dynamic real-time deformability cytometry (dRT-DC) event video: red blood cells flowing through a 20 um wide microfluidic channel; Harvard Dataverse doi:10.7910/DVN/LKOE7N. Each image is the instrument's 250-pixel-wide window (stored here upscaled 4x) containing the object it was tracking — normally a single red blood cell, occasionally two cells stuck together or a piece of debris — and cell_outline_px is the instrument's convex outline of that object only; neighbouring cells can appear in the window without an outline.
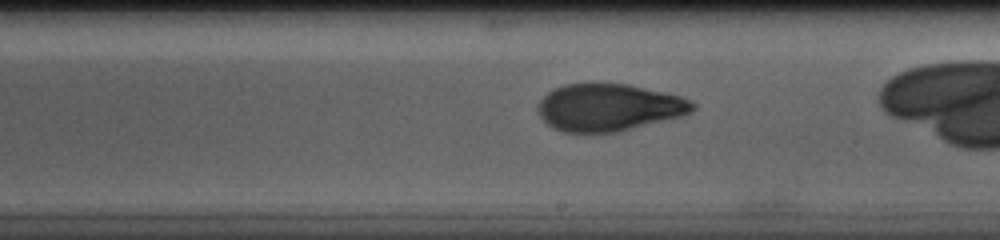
{"species": "human", "species_latin": "Homo sapiens", "temperature_condition": "cold", "stored_images_in_passage": 42, "camera_frame_rate_fps": 3000, "um_per_image_px": 0.085, "donor": {"sex": "male"}, "frame": {"image": 1, "passage_image": 30, "time_ms": 9.667, "image_size_px": [1000, 240], "cell_outline_px": [[696, 108], [692, 112], [680, 116], [616, 132], [564, 132], [552, 128], [540, 116], [540, 100], [548, 92], [556, 88], [568, 84], [628, 84], [664, 92], [680, 96], [696, 104]], "centroid_in_image_um": [51.77, 9.13], "position_along_channel_um": 237.2, "area_um2": 41.91}}